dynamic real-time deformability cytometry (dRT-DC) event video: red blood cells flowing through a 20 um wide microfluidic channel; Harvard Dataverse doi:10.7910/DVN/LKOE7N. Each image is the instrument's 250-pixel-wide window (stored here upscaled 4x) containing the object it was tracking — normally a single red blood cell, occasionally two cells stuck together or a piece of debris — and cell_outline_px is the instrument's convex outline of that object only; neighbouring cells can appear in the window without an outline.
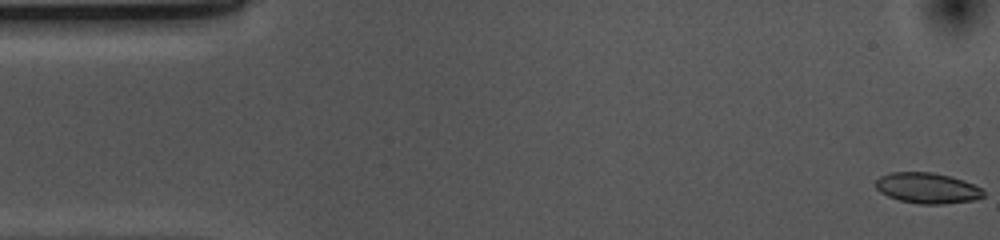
{"species": "common noctule bat (a hibernating species)", "species_latin": "Nyctalus noctula", "temperature_condition": "cold", "stored_images_in_passage": 53, "camera_frame_rate_fps": 3000, "um_per_image_px": 0.085, "animal": {"sex": "female", "body_mass_g": 10.0, "forearm_length_mm": 53.1}, "frame": {"image": 1, "passage_image": 1, "time_ms": 0.0, "image_size_px": [1000, 240], "cell_outline_px": [[984, 196], [976, 200], [944, 204], [920, 204], [900, 200], [888, 196], [880, 192], [876, 188], [876, 180], [880, 176], [892, 172], [932, 172], [964, 180], [980, 188], [984, 192]], "centroid_in_image_um": [78.82, 15.99], "position_along_channel_um": 6.2, "area_um2": 19.19}}
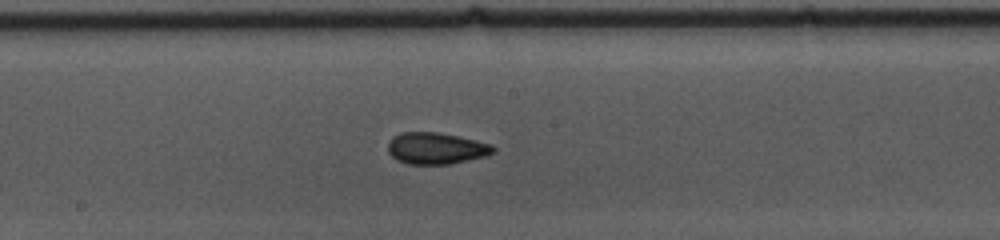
{"frame": {"image": 2, "passage_image": 27, "time_ms": 8.667, "image_size_px": [1000, 240], "cell_outline_px": [[496, 152], [488, 156], [448, 164], [408, 164], [396, 160], [388, 152], [388, 144], [392, 136], [400, 132], [440, 132], [476, 140], [492, 144], [496, 148]], "centroid_in_image_um": [37.09, 12.6], "position_along_channel_um": 211.1, "area_um2": 19.65}}
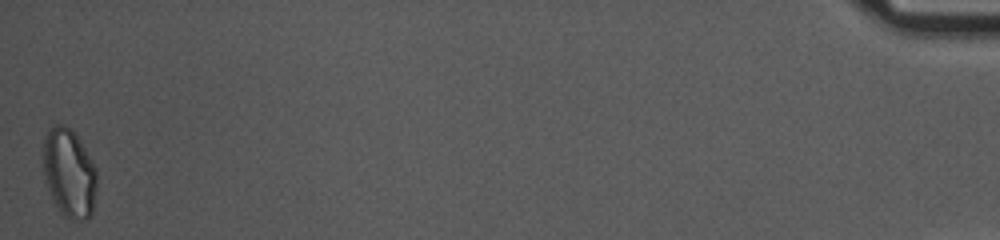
{"frame": {"image": 3, "passage_image": 53, "time_ms": 17.333, "image_size_px": [1000, 240], "cell_outline_px": [[96, 188], [92, 212], [88, 220], [68, 220], [60, 212], [52, 200], [48, 192], [44, 180], [44, 140], [48, 128], [52, 124], [64, 124], [80, 140], [92, 160], [96, 168]], "centroid_in_image_um": [5.87, 14.74], "position_along_channel_um": 429.3, "area_um2": 27.98}, "authors_computed_cell_mechanics": {"area_um2": 19.1896, "velocity_mm_per_s": 3.7, "shape_relaxation_time_tau1_ms": 7.0479, "shape_relaxation_time_tau2_ms": 2.4135, "deformation_change_tau1": 0.121, "deformation_change_tau2": 0.0549}}